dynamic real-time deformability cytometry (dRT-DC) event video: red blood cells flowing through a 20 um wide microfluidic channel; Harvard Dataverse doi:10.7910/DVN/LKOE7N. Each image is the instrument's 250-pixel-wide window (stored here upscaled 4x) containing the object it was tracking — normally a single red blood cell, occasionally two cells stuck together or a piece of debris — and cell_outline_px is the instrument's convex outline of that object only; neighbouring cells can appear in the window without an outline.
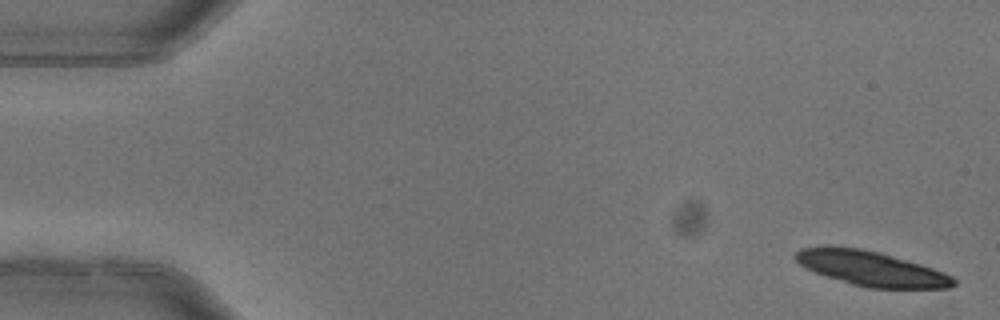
{"species": "common noctule bat (a hibernating species)", "species_latin": "Nyctalus noctula", "temperature_condition": "warm", "stored_images_in_passage": 6, "camera_frame_rate_fps": 3000, "um_per_image_px": 0.085, "animal": {"sex": "female"}, "frame": {"image": 1, "passage_image": 1, "time_ms": 0.0, "image_size_px": [1000, 320], "cell_outline_px": [[956, 284], [948, 288], [868, 288], [852, 284], [804, 268], [792, 256], [800, 248], [824, 244], [860, 248], [880, 252], [920, 264], [944, 272], [952, 276], [956, 280]], "centroid_in_image_um": [73.99, 22.79], "position_along_channel_um": 11.0, "area_um2": 32.25}}